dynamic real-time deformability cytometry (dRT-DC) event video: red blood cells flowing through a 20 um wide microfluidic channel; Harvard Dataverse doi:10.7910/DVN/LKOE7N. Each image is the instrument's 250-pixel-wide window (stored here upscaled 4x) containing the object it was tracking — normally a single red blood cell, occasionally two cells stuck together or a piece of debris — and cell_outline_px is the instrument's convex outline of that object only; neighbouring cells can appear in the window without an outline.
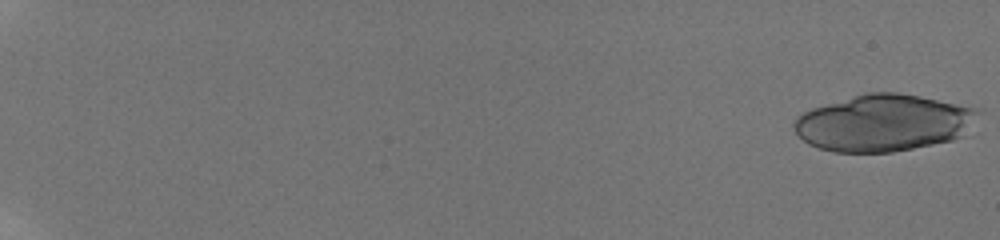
{"species": "human", "species_latin": "Homo sapiens", "temperature_condition": "room temperature", "stored_images_in_passage": 30, "camera_frame_rate_fps": 3000, "um_per_image_px": 0.085, "donor": {"sex": "male"}, "frame": {"image": 1, "passage_image": 1, "time_ms": 0.0, "image_size_px": [1000, 240], "cell_outline_px": [[984, 112], [960, 136], [952, 140], [892, 152], [836, 152], [820, 148], [808, 144], [796, 132], [792, 124], [804, 112], [812, 108], [864, 92], [896, 92], [920, 96], [984, 108]], "centroid_in_image_um": [75.16, 10.42], "position_along_channel_um": 9.8, "area_um2": 61.04}}